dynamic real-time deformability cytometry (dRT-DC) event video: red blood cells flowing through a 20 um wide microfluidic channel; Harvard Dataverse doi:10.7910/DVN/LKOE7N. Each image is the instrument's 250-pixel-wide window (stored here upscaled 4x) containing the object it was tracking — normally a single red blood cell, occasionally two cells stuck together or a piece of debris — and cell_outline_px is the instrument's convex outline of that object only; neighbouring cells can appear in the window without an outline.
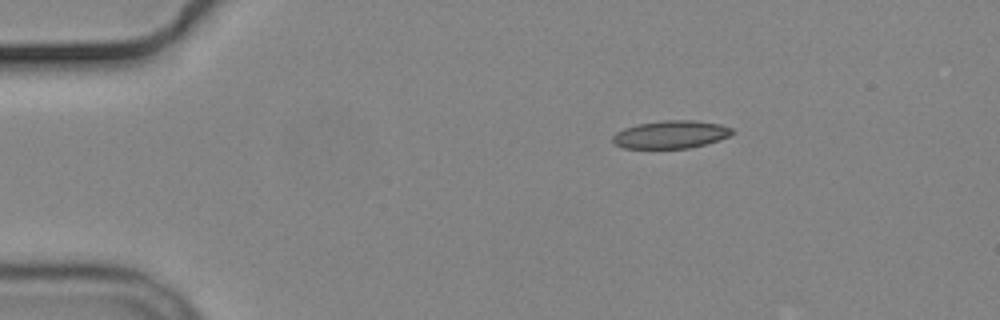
{"species": "common noctule bat (a hibernating species)", "species_latin": "Nyctalus noctula", "temperature_condition": "cold", "stored_images_in_passage": 30, "camera_frame_rate_fps": 3000, "um_per_image_px": 0.085, "animal": {"sex": "male", "body_mass_g": 19.2, "forearm_length_mm": 51.8}, "frame": {"image": 1, "passage_image": 1, "time_ms": 0.0, "image_size_px": [1000, 320], "cell_outline_px": [[736, 132], [720, 140], [692, 148], [624, 148], [616, 144], [612, 140], [612, 136], [616, 132], [624, 128], [636, 124], [664, 120], [692, 120], [720, 124], [732, 128]], "centroid_in_image_um": [57.04, 11.43], "position_along_channel_um": 28.0, "area_um2": 19.48}}
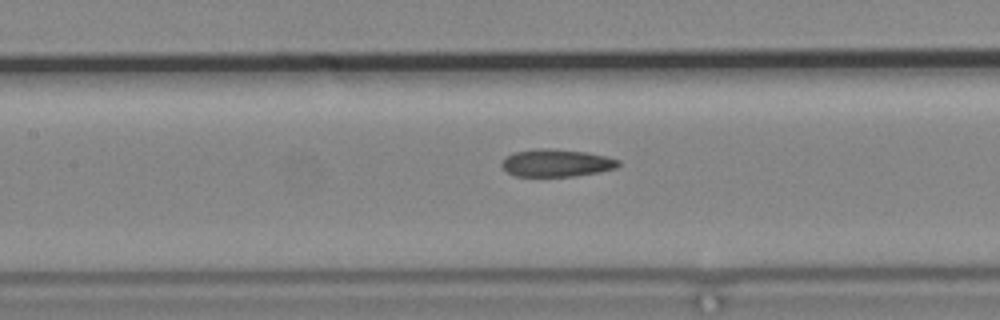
{"frame": {"image": 2, "passage_image": 17, "time_ms": 5.333, "image_size_px": [1000, 320], "cell_outline_px": [[620, 164], [616, 168], [600, 172], [572, 176], [516, 176], [508, 172], [500, 164], [504, 156], [512, 152], [536, 148], [548, 148], [588, 152], [608, 156], [620, 160]], "centroid_in_image_um": [47.29, 13.83], "position_along_channel_um": 160.1, "area_um2": 18.96}}
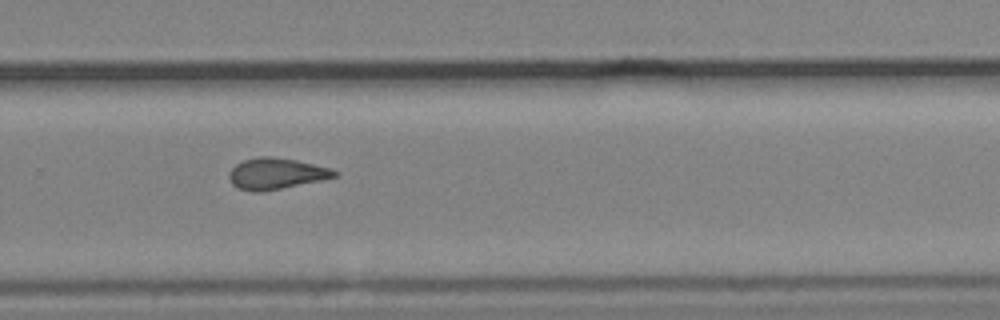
{"frame": {"image": 3, "passage_image": 29, "time_ms": 9.333, "image_size_px": [1000, 320], "cell_outline_px": [[340, 172], [336, 176], [324, 180], [260, 192], [252, 192], [240, 188], [232, 184], [228, 176], [228, 172], [236, 164], [244, 160], [260, 156], [272, 156], [296, 160], [332, 168]], "centroid_in_image_um": [23.5, 14.75], "position_along_channel_um": 306.3, "area_um2": 19.25}}